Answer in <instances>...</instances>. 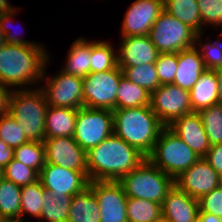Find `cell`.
Wrapping results in <instances>:
<instances>
[{
  "label": "cell",
  "mask_w": 222,
  "mask_h": 222,
  "mask_svg": "<svg viewBox=\"0 0 222 222\" xmlns=\"http://www.w3.org/2000/svg\"><path fill=\"white\" fill-rule=\"evenodd\" d=\"M147 158L175 180L201 157L169 127H164L158 136L152 153Z\"/></svg>",
  "instance_id": "obj_6"
},
{
  "label": "cell",
  "mask_w": 222,
  "mask_h": 222,
  "mask_svg": "<svg viewBox=\"0 0 222 222\" xmlns=\"http://www.w3.org/2000/svg\"><path fill=\"white\" fill-rule=\"evenodd\" d=\"M178 66V53H160L155 68L160 84H171L174 81Z\"/></svg>",
  "instance_id": "obj_38"
},
{
  "label": "cell",
  "mask_w": 222,
  "mask_h": 222,
  "mask_svg": "<svg viewBox=\"0 0 222 222\" xmlns=\"http://www.w3.org/2000/svg\"><path fill=\"white\" fill-rule=\"evenodd\" d=\"M11 92L12 89L0 83V116L8 114Z\"/></svg>",
  "instance_id": "obj_43"
},
{
  "label": "cell",
  "mask_w": 222,
  "mask_h": 222,
  "mask_svg": "<svg viewBox=\"0 0 222 222\" xmlns=\"http://www.w3.org/2000/svg\"><path fill=\"white\" fill-rule=\"evenodd\" d=\"M10 5L11 4L8 2V0H0V14L8 13L16 9H19Z\"/></svg>",
  "instance_id": "obj_47"
},
{
  "label": "cell",
  "mask_w": 222,
  "mask_h": 222,
  "mask_svg": "<svg viewBox=\"0 0 222 222\" xmlns=\"http://www.w3.org/2000/svg\"><path fill=\"white\" fill-rule=\"evenodd\" d=\"M174 184L181 191L199 200L203 195L220 186V174L201 157L178 176L174 180Z\"/></svg>",
  "instance_id": "obj_16"
},
{
  "label": "cell",
  "mask_w": 222,
  "mask_h": 222,
  "mask_svg": "<svg viewBox=\"0 0 222 222\" xmlns=\"http://www.w3.org/2000/svg\"><path fill=\"white\" fill-rule=\"evenodd\" d=\"M196 32L165 10L149 31L150 41L159 53H178L195 46Z\"/></svg>",
  "instance_id": "obj_7"
},
{
  "label": "cell",
  "mask_w": 222,
  "mask_h": 222,
  "mask_svg": "<svg viewBox=\"0 0 222 222\" xmlns=\"http://www.w3.org/2000/svg\"><path fill=\"white\" fill-rule=\"evenodd\" d=\"M220 186H222V173L220 174Z\"/></svg>",
  "instance_id": "obj_53"
},
{
  "label": "cell",
  "mask_w": 222,
  "mask_h": 222,
  "mask_svg": "<svg viewBox=\"0 0 222 222\" xmlns=\"http://www.w3.org/2000/svg\"><path fill=\"white\" fill-rule=\"evenodd\" d=\"M146 157L114 133L87 151L90 181H119Z\"/></svg>",
  "instance_id": "obj_2"
},
{
  "label": "cell",
  "mask_w": 222,
  "mask_h": 222,
  "mask_svg": "<svg viewBox=\"0 0 222 222\" xmlns=\"http://www.w3.org/2000/svg\"><path fill=\"white\" fill-rule=\"evenodd\" d=\"M108 41H91L90 73L115 69L118 66L117 52Z\"/></svg>",
  "instance_id": "obj_28"
},
{
  "label": "cell",
  "mask_w": 222,
  "mask_h": 222,
  "mask_svg": "<svg viewBox=\"0 0 222 222\" xmlns=\"http://www.w3.org/2000/svg\"><path fill=\"white\" fill-rule=\"evenodd\" d=\"M164 10L188 25L196 33L202 32V20L197 0H163Z\"/></svg>",
  "instance_id": "obj_25"
},
{
  "label": "cell",
  "mask_w": 222,
  "mask_h": 222,
  "mask_svg": "<svg viewBox=\"0 0 222 222\" xmlns=\"http://www.w3.org/2000/svg\"><path fill=\"white\" fill-rule=\"evenodd\" d=\"M162 216L169 222H198L199 200L181 191L175 184L162 204Z\"/></svg>",
  "instance_id": "obj_18"
},
{
  "label": "cell",
  "mask_w": 222,
  "mask_h": 222,
  "mask_svg": "<svg viewBox=\"0 0 222 222\" xmlns=\"http://www.w3.org/2000/svg\"><path fill=\"white\" fill-rule=\"evenodd\" d=\"M72 197L69 195L52 196L47 189L43 190V206L40 220L45 222H67Z\"/></svg>",
  "instance_id": "obj_27"
},
{
  "label": "cell",
  "mask_w": 222,
  "mask_h": 222,
  "mask_svg": "<svg viewBox=\"0 0 222 222\" xmlns=\"http://www.w3.org/2000/svg\"><path fill=\"white\" fill-rule=\"evenodd\" d=\"M17 11H19L18 9L8 12V13H4V14H0V27L4 33L5 36V42L7 44H19V45H40L37 44V42H30L27 40H24V38H20L18 34H16V32L11 33L10 32V27L8 26L9 23L13 20H11L12 18H14V16H16L15 14L17 13ZM22 32V31H21Z\"/></svg>",
  "instance_id": "obj_41"
},
{
  "label": "cell",
  "mask_w": 222,
  "mask_h": 222,
  "mask_svg": "<svg viewBox=\"0 0 222 222\" xmlns=\"http://www.w3.org/2000/svg\"><path fill=\"white\" fill-rule=\"evenodd\" d=\"M0 222H27L24 220V218H18V217H0Z\"/></svg>",
  "instance_id": "obj_48"
},
{
  "label": "cell",
  "mask_w": 222,
  "mask_h": 222,
  "mask_svg": "<svg viewBox=\"0 0 222 222\" xmlns=\"http://www.w3.org/2000/svg\"><path fill=\"white\" fill-rule=\"evenodd\" d=\"M89 188L99 205L100 222H128V197L118 181H90Z\"/></svg>",
  "instance_id": "obj_13"
},
{
  "label": "cell",
  "mask_w": 222,
  "mask_h": 222,
  "mask_svg": "<svg viewBox=\"0 0 222 222\" xmlns=\"http://www.w3.org/2000/svg\"><path fill=\"white\" fill-rule=\"evenodd\" d=\"M117 51L119 67H133L155 64L159 51L150 41L149 36L122 37Z\"/></svg>",
  "instance_id": "obj_17"
},
{
  "label": "cell",
  "mask_w": 222,
  "mask_h": 222,
  "mask_svg": "<svg viewBox=\"0 0 222 222\" xmlns=\"http://www.w3.org/2000/svg\"><path fill=\"white\" fill-rule=\"evenodd\" d=\"M218 80V103L222 104V67L215 70Z\"/></svg>",
  "instance_id": "obj_46"
},
{
  "label": "cell",
  "mask_w": 222,
  "mask_h": 222,
  "mask_svg": "<svg viewBox=\"0 0 222 222\" xmlns=\"http://www.w3.org/2000/svg\"><path fill=\"white\" fill-rule=\"evenodd\" d=\"M13 159L34 169L38 174L45 166V148L43 142L29 141L14 149Z\"/></svg>",
  "instance_id": "obj_31"
},
{
  "label": "cell",
  "mask_w": 222,
  "mask_h": 222,
  "mask_svg": "<svg viewBox=\"0 0 222 222\" xmlns=\"http://www.w3.org/2000/svg\"><path fill=\"white\" fill-rule=\"evenodd\" d=\"M43 90H12L9 98L8 113L21 126L29 141L45 140V117L48 109Z\"/></svg>",
  "instance_id": "obj_4"
},
{
  "label": "cell",
  "mask_w": 222,
  "mask_h": 222,
  "mask_svg": "<svg viewBox=\"0 0 222 222\" xmlns=\"http://www.w3.org/2000/svg\"><path fill=\"white\" fill-rule=\"evenodd\" d=\"M99 205L93 191H85L72 197L67 222H100Z\"/></svg>",
  "instance_id": "obj_23"
},
{
  "label": "cell",
  "mask_w": 222,
  "mask_h": 222,
  "mask_svg": "<svg viewBox=\"0 0 222 222\" xmlns=\"http://www.w3.org/2000/svg\"><path fill=\"white\" fill-rule=\"evenodd\" d=\"M198 222H222V221H221V218H219L213 214L199 212Z\"/></svg>",
  "instance_id": "obj_45"
},
{
  "label": "cell",
  "mask_w": 222,
  "mask_h": 222,
  "mask_svg": "<svg viewBox=\"0 0 222 222\" xmlns=\"http://www.w3.org/2000/svg\"><path fill=\"white\" fill-rule=\"evenodd\" d=\"M22 129L9 113L0 116V140H3L10 148L15 149L29 142Z\"/></svg>",
  "instance_id": "obj_35"
},
{
  "label": "cell",
  "mask_w": 222,
  "mask_h": 222,
  "mask_svg": "<svg viewBox=\"0 0 222 222\" xmlns=\"http://www.w3.org/2000/svg\"><path fill=\"white\" fill-rule=\"evenodd\" d=\"M0 216L21 218V187L5 178L0 182Z\"/></svg>",
  "instance_id": "obj_29"
},
{
  "label": "cell",
  "mask_w": 222,
  "mask_h": 222,
  "mask_svg": "<svg viewBox=\"0 0 222 222\" xmlns=\"http://www.w3.org/2000/svg\"><path fill=\"white\" fill-rule=\"evenodd\" d=\"M39 174L32 168L12 159L4 168V178L20 187L35 183Z\"/></svg>",
  "instance_id": "obj_37"
},
{
  "label": "cell",
  "mask_w": 222,
  "mask_h": 222,
  "mask_svg": "<svg viewBox=\"0 0 222 222\" xmlns=\"http://www.w3.org/2000/svg\"><path fill=\"white\" fill-rule=\"evenodd\" d=\"M203 158L218 174L222 173V143L210 146Z\"/></svg>",
  "instance_id": "obj_42"
},
{
  "label": "cell",
  "mask_w": 222,
  "mask_h": 222,
  "mask_svg": "<svg viewBox=\"0 0 222 222\" xmlns=\"http://www.w3.org/2000/svg\"><path fill=\"white\" fill-rule=\"evenodd\" d=\"M91 41L80 37L72 43L62 72L79 77L90 74Z\"/></svg>",
  "instance_id": "obj_24"
},
{
  "label": "cell",
  "mask_w": 222,
  "mask_h": 222,
  "mask_svg": "<svg viewBox=\"0 0 222 222\" xmlns=\"http://www.w3.org/2000/svg\"><path fill=\"white\" fill-rule=\"evenodd\" d=\"M4 179V169L0 167V182Z\"/></svg>",
  "instance_id": "obj_51"
},
{
  "label": "cell",
  "mask_w": 222,
  "mask_h": 222,
  "mask_svg": "<svg viewBox=\"0 0 222 222\" xmlns=\"http://www.w3.org/2000/svg\"><path fill=\"white\" fill-rule=\"evenodd\" d=\"M128 198L144 199L162 204L174 180L146 158L136 169L118 181Z\"/></svg>",
  "instance_id": "obj_5"
},
{
  "label": "cell",
  "mask_w": 222,
  "mask_h": 222,
  "mask_svg": "<svg viewBox=\"0 0 222 222\" xmlns=\"http://www.w3.org/2000/svg\"><path fill=\"white\" fill-rule=\"evenodd\" d=\"M122 75V70L117 66L83 77L84 107L111 111L116 109L117 89Z\"/></svg>",
  "instance_id": "obj_9"
},
{
  "label": "cell",
  "mask_w": 222,
  "mask_h": 222,
  "mask_svg": "<svg viewBox=\"0 0 222 222\" xmlns=\"http://www.w3.org/2000/svg\"><path fill=\"white\" fill-rule=\"evenodd\" d=\"M43 190L41 182L21 187V218L24 214H30L40 220L43 206Z\"/></svg>",
  "instance_id": "obj_34"
},
{
  "label": "cell",
  "mask_w": 222,
  "mask_h": 222,
  "mask_svg": "<svg viewBox=\"0 0 222 222\" xmlns=\"http://www.w3.org/2000/svg\"><path fill=\"white\" fill-rule=\"evenodd\" d=\"M206 70L196 46L182 50L178 52L177 72L172 84L190 91Z\"/></svg>",
  "instance_id": "obj_20"
},
{
  "label": "cell",
  "mask_w": 222,
  "mask_h": 222,
  "mask_svg": "<svg viewBox=\"0 0 222 222\" xmlns=\"http://www.w3.org/2000/svg\"><path fill=\"white\" fill-rule=\"evenodd\" d=\"M43 80H46V86L42 85L41 89L49 106L77 110L84 107L82 77L66 74L62 71L58 72L56 76L47 77L45 67Z\"/></svg>",
  "instance_id": "obj_11"
},
{
  "label": "cell",
  "mask_w": 222,
  "mask_h": 222,
  "mask_svg": "<svg viewBox=\"0 0 222 222\" xmlns=\"http://www.w3.org/2000/svg\"><path fill=\"white\" fill-rule=\"evenodd\" d=\"M123 76L146 89L149 93L155 91L161 84L157 76L155 64H145L133 67H119Z\"/></svg>",
  "instance_id": "obj_32"
},
{
  "label": "cell",
  "mask_w": 222,
  "mask_h": 222,
  "mask_svg": "<svg viewBox=\"0 0 222 222\" xmlns=\"http://www.w3.org/2000/svg\"><path fill=\"white\" fill-rule=\"evenodd\" d=\"M43 144L46 163L74 171H88L87 152L73 137L45 138Z\"/></svg>",
  "instance_id": "obj_14"
},
{
  "label": "cell",
  "mask_w": 222,
  "mask_h": 222,
  "mask_svg": "<svg viewBox=\"0 0 222 222\" xmlns=\"http://www.w3.org/2000/svg\"><path fill=\"white\" fill-rule=\"evenodd\" d=\"M44 48L43 45L4 44L0 48V83L12 90L14 87L22 90L42 81L50 60Z\"/></svg>",
  "instance_id": "obj_1"
},
{
  "label": "cell",
  "mask_w": 222,
  "mask_h": 222,
  "mask_svg": "<svg viewBox=\"0 0 222 222\" xmlns=\"http://www.w3.org/2000/svg\"><path fill=\"white\" fill-rule=\"evenodd\" d=\"M113 112L108 109H78L73 138L87 152L113 134Z\"/></svg>",
  "instance_id": "obj_8"
},
{
  "label": "cell",
  "mask_w": 222,
  "mask_h": 222,
  "mask_svg": "<svg viewBox=\"0 0 222 222\" xmlns=\"http://www.w3.org/2000/svg\"><path fill=\"white\" fill-rule=\"evenodd\" d=\"M203 31L196 33L195 35V46L200 45L201 49H197L201 55L204 65L207 70H216L222 67V43L220 39L215 42L201 43ZM200 41V42H199Z\"/></svg>",
  "instance_id": "obj_36"
},
{
  "label": "cell",
  "mask_w": 222,
  "mask_h": 222,
  "mask_svg": "<svg viewBox=\"0 0 222 222\" xmlns=\"http://www.w3.org/2000/svg\"><path fill=\"white\" fill-rule=\"evenodd\" d=\"M150 108L165 127L193 112L190 92L172 83L160 85L150 93Z\"/></svg>",
  "instance_id": "obj_10"
},
{
  "label": "cell",
  "mask_w": 222,
  "mask_h": 222,
  "mask_svg": "<svg viewBox=\"0 0 222 222\" xmlns=\"http://www.w3.org/2000/svg\"><path fill=\"white\" fill-rule=\"evenodd\" d=\"M217 27H222V4H221V10H220V22H219V24L216 26V28ZM221 36H222V31H221Z\"/></svg>",
  "instance_id": "obj_50"
},
{
  "label": "cell",
  "mask_w": 222,
  "mask_h": 222,
  "mask_svg": "<svg viewBox=\"0 0 222 222\" xmlns=\"http://www.w3.org/2000/svg\"><path fill=\"white\" fill-rule=\"evenodd\" d=\"M199 212L210 213L222 218V186L213 189L199 199Z\"/></svg>",
  "instance_id": "obj_40"
},
{
  "label": "cell",
  "mask_w": 222,
  "mask_h": 222,
  "mask_svg": "<svg viewBox=\"0 0 222 222\" xmlns=\"http://www.w3.org/2000/svg\"><path fill=\"white\" fill-rule=\"evenodd\" d=\"M202 20V28L204 25L217 26L220 22V10L222 0H197Z\"/></svg>",
  "instance_id": "obj_39"
},
{
  "label": "cell",
  "mask_w": 222,
  "mask_h": 222,
  "mask_svg": "<svg viewBox=\"0 0 222 222\" xmlns=\"http://www.w3.org/2000/svg\"><path fill=\"white\" fill-rule=\"evenodd\" d=\"M168 127L199 157L206 155L210 144L198 112L185 114L177 118Z\"/></svg>",
  "instance_id": "obj_19"
},
{
  "label": "cell",
  "mask_w": 222,
  "mask_h": 222,
  "mask_svg": "<svg viewBox=\"0 0 222 222\" xmlns=\"http://www.w3.org/2000/svg\"><path fill=\"white\" fill-rule=\"evenodd\" d=\"M189 92L193 112L218 104V80L215 70H206Z\"/></svg>",
  "instance_id": "obj_22"
},
{
  "label": "cell",
  "mask_w": 222,
  "mask_h": 222,
  "mask_svg": "<svg viewBox=\"0 0 222 222\" xmlns=\"http://www.w3.org/2000/svg\"><path fill=\"white\" fill-rule=\"evenodd\" d=\"M14 149L10 148L3 140H0V167L3 169L13 159Z\"/></svg>",
  "instance_id": "obj_44"
},
{
  "label": "cell",
  "mask_w": 222,
  "mask_h": 222,
  "mask_svg": "<svg viewBox=\"0 0 222 222\" xmlns=\"http://www.w3.org/2000/svg\"><path fill=\"white\" fill-rule=\"evenodd\" d=\"M112 112L113 133L147 158L152 153L161 130L165 127L150 105L114 109Z\"/></svg>",
  "instance_id": "obj_3"
},
{
  "label": "cell",
  "mask_w": 222,
  "mask_h": 222,
  "mask_svg": "<svg viewBox=\"0 0 222 222\" xmlns=\"http://www.w3.org/2000/svg\"><path fill=\"white\" fill-rule=\"evenodd\" d=\"M38 180L52 196L69 195L73 197L89 187L88 171H74L55 164L45 163Z\"/></svg>",
  "instance_id": "obj_12"
},
{
  "label": "cell",
  "mask_w": 222,
  "mask_h": 222,
  "mask_svg": "<svg viewBox=\"0 0 222 222\" xmlns=\"http://www.w3.org/2000/svg\"><path fill=\"white\" fill-rule=\"evenodd\" d=\"M121 36H147L164 11L163 0H135L126 10Z\"/></svg>",
  "instance_id": "obj_15"
},
{
  "label": "cell",
  "mask_w": 222,
  "mask_h": 222,
  "mask_svg": "<svg viewBox=\"0 0 222 222\" xmlns=\"http://www.w3.org/2000/svg\"><path fill=\"white\" fill-rule=\"evenodd\" d=\"M77 109L48 106L45 117V138L73 137Z\"/></svg>",
  "instance_id": "obj_21"
},
{
  "label": "cell",
  "mask_w": 222,
  "mask_h": 222,
  "mask_svg": "<svg viewBox=\"0 0 222 222\" xmlns=\"http://www.w3.org/2000/svg\"><path fill=\"white\" fill-rule=\"evenodd\" d=\"M205 132L210 146L222 143V104H215L200 110Z\"/></svg>",
  "instance_id": "obj_33"
},
{
  "label": "cell",
  "mask_w": 222,
  "mask_h": 222,
  "mask_svg": "<svg viewBox=\"0 0 222 222\" xmlns=\"http://www.w3.org/2000/svg\"><path fill=\"white\" fill-rule=\"evenodd\" d=\"M150 105V93L123 75L117 89L116 109Z\"/></svg>",
  "instance_id": "obj_26"
},
{
  "label": "cell",
  "mask_w": 222,
  "mask_h": 222,
  "mask_svg": "<svg viewBox=\"0 0 222 222\" xmlns=\"http://www.w3.org/2000/svg\"><path fill=\"white\" fill-rule=\"evenodd\" d=\"M154 222H169L167 219H165L163 216H161L159 219H157Z\"/></svg>",
  "instance_id": "obj_52"
},
{
  "label": "cell",
  "mask_w": 222,
  "mask_h": 222,
  "mask_svg": "<svg viewBox=\"0 0 222 222\" xmlns=\"http://www.w3.org/2000/svg\"><path fill=\"white\" fill-rule=\"evenodd\" d=\"M4 44H6V42H5V36H4V33H3V31H2V29H1V27H0V48H1Z\"/></svg>",
  "instance_id": "obj_49"
},
{
  "label": "cell",
  "mask_w": 222,
  "mask_h": 222,
  "mask_svg": "<svg viewBox=\"0 0 222 222\" xmlns=\"http://www.w3.org/2000/svg\"><path fill=\"white\" fill-rule=\"evenodd\" d=\"M128 222H154L162 216L161 204L136 198L127 200Z\"/></svg>",
  "instance_id": "obj_30"
}]
</instances>
